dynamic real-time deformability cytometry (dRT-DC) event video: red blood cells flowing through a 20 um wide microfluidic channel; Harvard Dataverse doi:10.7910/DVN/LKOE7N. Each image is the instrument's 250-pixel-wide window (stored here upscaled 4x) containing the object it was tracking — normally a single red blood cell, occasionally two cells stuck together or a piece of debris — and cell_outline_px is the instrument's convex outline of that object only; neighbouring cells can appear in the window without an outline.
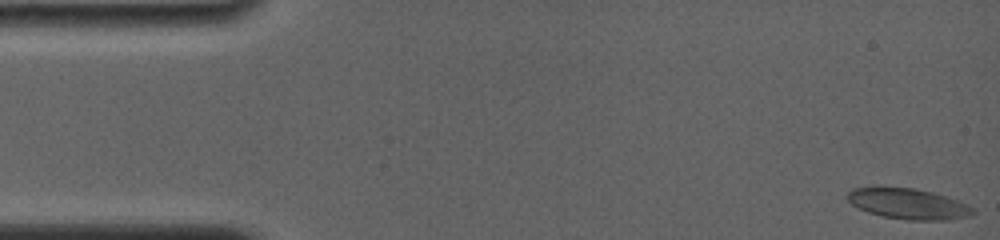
{"species": "common noctule bat (a hibernating species)", "species_latin": "Nyctalus noctula", "temperature_condition": "room temperature", "stored_images_in_passage": 78, "camera_frame_rate_fps": 4000, "um_per_image_px": 0.085, "animal": {"sex": "female", "body_mass_g": 19.0, "forearm_length_mm": 56.7}, "frame": {"image": 1, "passage_image": 1, "time_ms": 0.0, "image_size_px": [1000, 240], "cell_outline_px": [[976, 212], [972, 216], [948, 220], [908, 220], [880, 216], [868, 212], [852, 204], [848, 200], [848, 192], [852, 188], [916, 188], [932, 192], [960, 200], [972, 208]], "centroid_in_image_um": [77.26, 17.34], "position_along_channel_um": 7.7, "area_um2": 22.31}}
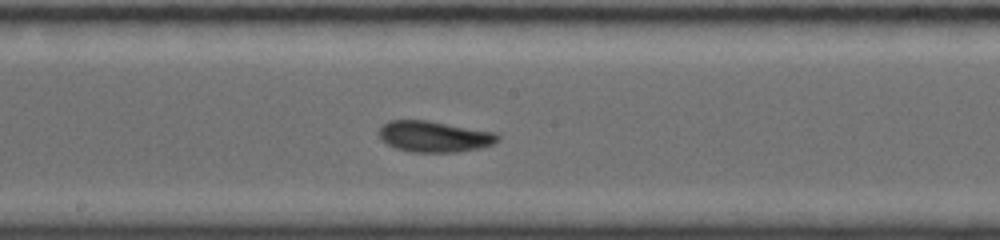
{"frame": {"image": 2, "passage_image": 41, "time_ms": 8.5, "image_size_px": [1000, 240], "cell_outline_px": [[500, 140], [492, 144], [480, 148], [456, 152], [412, 152], [396, 148], [388, 144], [380, 136], [380, 128], [388, 120], [428, 120], [496, 132], [500, 136]], "centroid_in_image_um": [36.96, 11.6], "position_along_channel_um": 211.2, "area_um2": 21.44}}
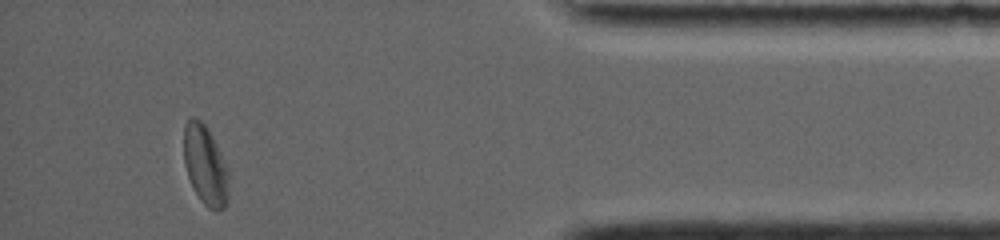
{"frame": {"image": 3, "passage_image": 74, "time_ms": 14.75, "image_size_px": [1000, 240], "cell_outline_px": [[228, 204], [224, 208], [216, 212], [208, 208], [200, 200], [192, 188], [184, 164], [184, 124], [192, 116], [200, 120], [208, 128], [228, 168]], "centroid_in_image_um": [17.45, 14.08], "position_along_channel_um": 417.7, "area_um2": 21.1}, "authors_computed_cell_mechanics": {"area_um2": 20.9814, "velocity_mm_per_s": 3.8207, "shape_relaxation_time_tau1_ms": 5.3025, "shape_relaxation_time_tau2_ms": 4.0491, "deformation_change_tau1": 0.135, "deformation_change_tau2": 0.076}}